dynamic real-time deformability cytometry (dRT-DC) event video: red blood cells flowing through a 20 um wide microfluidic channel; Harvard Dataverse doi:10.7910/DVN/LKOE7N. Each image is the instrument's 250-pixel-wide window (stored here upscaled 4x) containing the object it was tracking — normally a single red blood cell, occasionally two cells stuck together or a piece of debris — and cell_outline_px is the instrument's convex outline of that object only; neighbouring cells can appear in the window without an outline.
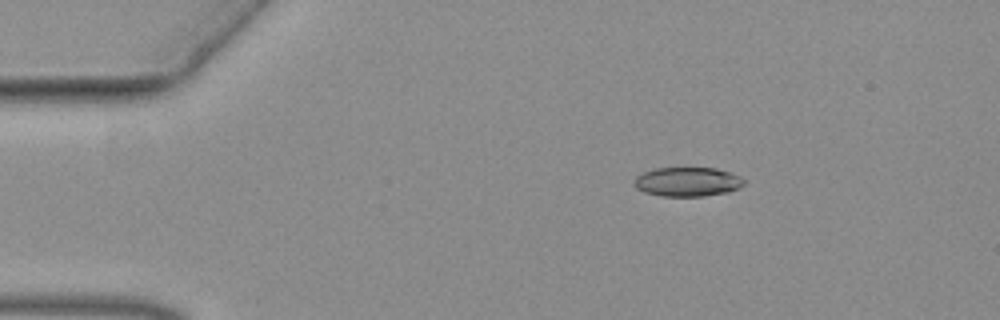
{"species": "common noctule bat (a hibernating species)", "species_latin": "Nyctalus noctula", "temperature_condition": "warm", "stored_images_in_passage": 48, "camera_frame_rate_fps": 3000, "um_per_image_px": 0.085, "animal": {"sex": "female", "body_mass_g": 19.3, "forearm_length_mm": 54.1}, "frame": {"image": 1, "passage_image": 1, "time_ms": 0.0, "image_size_px": [1000, 320], "cell_outline_px": [[744, 184], [728, 192], [704, 196], [664, 196], [644, 192], [636, 188], [632, 184], [636, 176], [644, 172], [656, 168], [716, 168], [732, 172], [740, 176], [744, 180]], "centroid_in_image_um": [58.42, 15.45], "position_along_channel_um": 26.6, "area_um2": 18.73}}
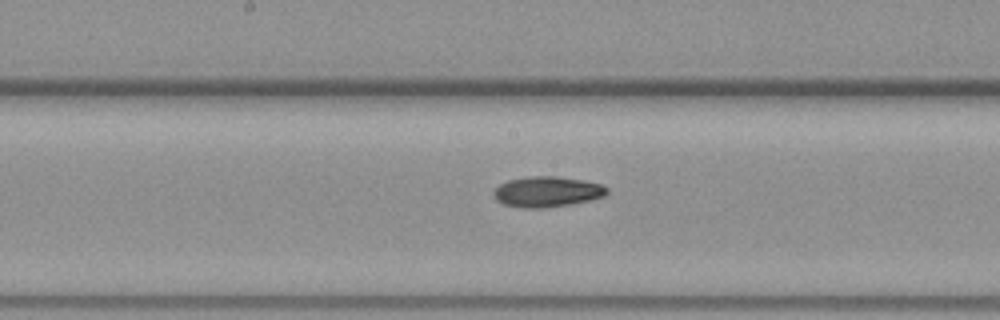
{"frame": {"image": 2, "passage_image": 21, "time_ms": 6.667, "image_size_px": [1000, 320], "cell_outline_px": [[608, 192], [604, 196], [572, 204], [544, 208], [520, 208], [504, 204], [496, 200], [492, 196], [492, 192], [500, 184], [508, 180], [528, 176], [556, 176], [584, 180], [600, 184], [608, 188]], "centroid_in_image_um": [46.47, 16.3], "position_along_channel_um": 201.7, "area_um2": 20.29}}
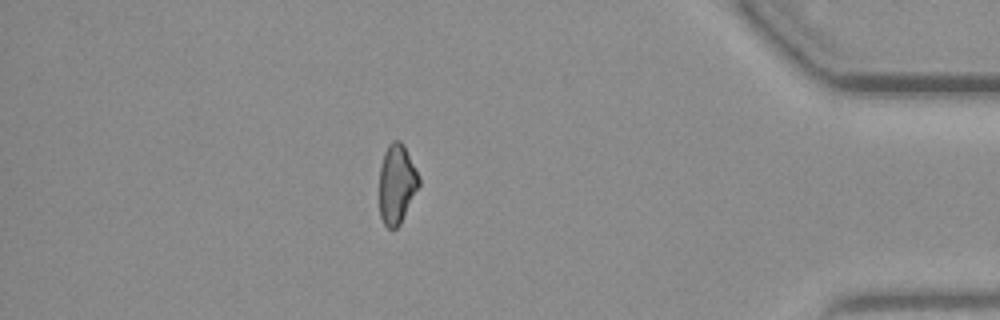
{"frame": {"image": 3, "passage_image": 41, "time_ms": 13.333, "image_size_px": [1000, 320], "cell_outline_px": [[420, 184], [400, 224], [396, 228], [388, 228], [384, 224], [380, 216], [380, 168], [384, 152], [388, 144], [392, 140], [400, 140], [404, 144], [420, 176]], "centroid_in_image_um": [33.73, 15.6], "position_along_channel_um": 401.5, "area_um2": 18.38}}